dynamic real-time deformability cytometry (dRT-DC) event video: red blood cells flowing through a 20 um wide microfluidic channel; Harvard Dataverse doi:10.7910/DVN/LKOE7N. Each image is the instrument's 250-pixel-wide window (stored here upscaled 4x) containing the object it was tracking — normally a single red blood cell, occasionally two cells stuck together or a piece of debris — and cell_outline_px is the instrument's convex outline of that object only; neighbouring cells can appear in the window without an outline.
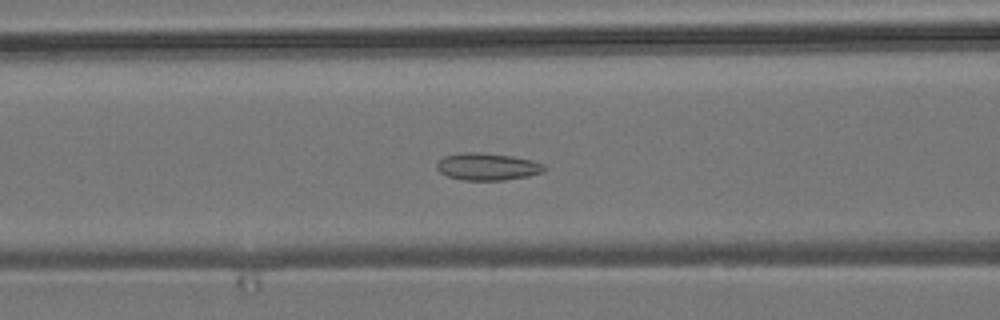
{"species": "common noctule bat (a hibernating species)", "species_latin": "Nyctalus noctula", "temperature_condition": "room temperature", "stored_images_in_passage": 54, "camera_frame_rate_fps": 3000, "um_per_image_px": 0.085, "animal": {"sex": "male", "body_mass_g": 19.2, "forearm_length_mm": 51.8}, "frame": {"image": 1, "passage_image": 21, "time_ms": 6.667, "image_size_px": [1000, 320], "cell_outline_px": [[548, 168], [544, 172], [528, 176], [504, 180], [464, 180], [448, 176], [440, 172], [436, 168], [436, 164], [444, 156], [464, 152], [476, 152], [512, 156], [532, 160], [544, 164]], "centroid_in_image_um": [41.46, 14.16], "position_along_channel_um": 125.1, "area_um2": 17.05}}
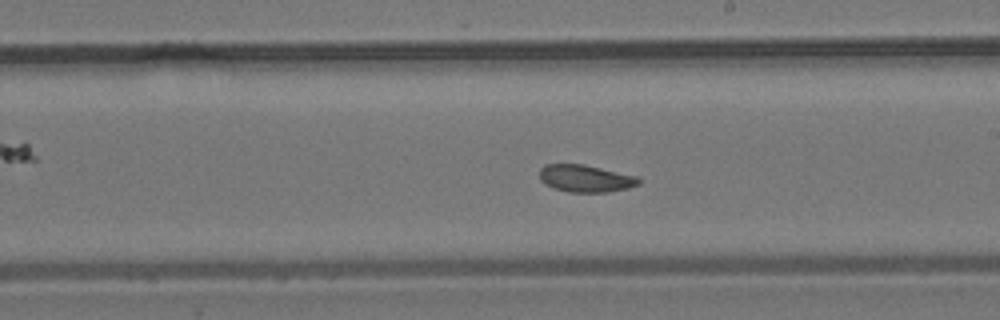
{"frame": {"image": 2, "passage_image": 30, "time_ms": 9.667, "image_size_px": [1000, 320], "cell_outline_px": [[640, 184], [628, 188], [608, 192], [568, 192], [552, 188], [544, 184], [540, 180], [540, 168], [544, 164], [584, 164], [640, 176]], "centroid_in_image_um": [49.78, 15.16], "position_along_channel_um": 239.2, "area_um2": 16.07}}
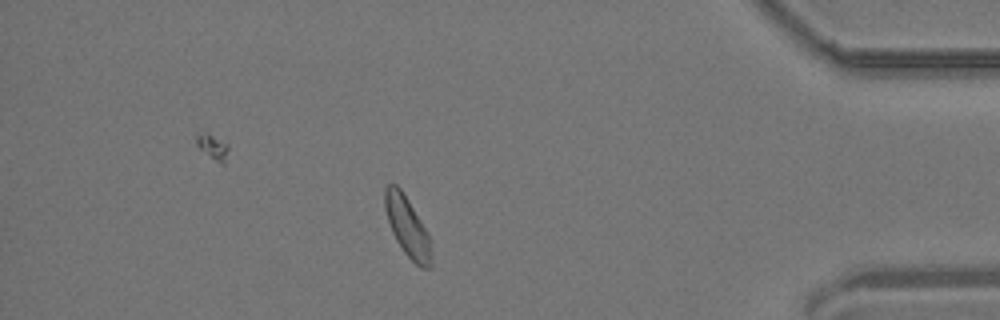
{"frame": {"image": 3, "passage_image": 46, "time_ms": 15.0, "image_size_px": [1000, 320], "cell_outline_px": [[432, 268], [420, 268], [404, 252], [396, 240], [392, 232], [384, 208], [384, 188], [388, 184], [396, 184], [400, 188], [408, 200], [428, 232], [432, 260]], "centroid_in_image_um": [34.62, 19.28], "position_along_channel_um": 400.6, "area_um2": 16.13}}